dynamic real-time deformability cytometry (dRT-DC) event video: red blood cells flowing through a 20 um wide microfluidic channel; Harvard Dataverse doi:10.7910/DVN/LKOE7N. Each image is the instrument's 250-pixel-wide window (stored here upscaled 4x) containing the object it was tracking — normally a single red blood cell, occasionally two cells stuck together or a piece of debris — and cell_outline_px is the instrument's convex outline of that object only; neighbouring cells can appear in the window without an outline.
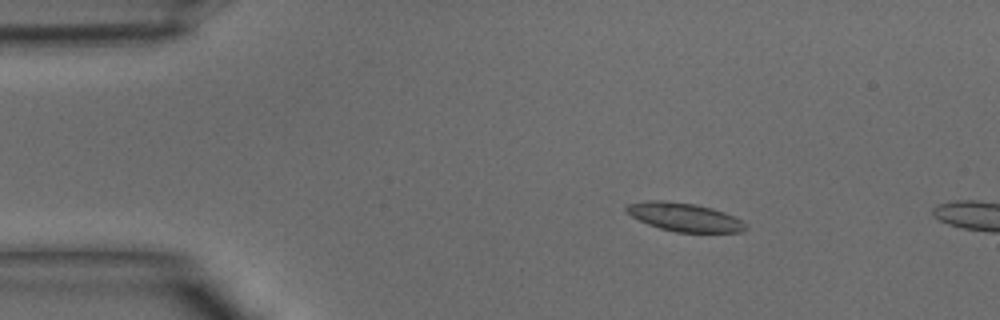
{"species": "common noctule bat (a hibernating species)", "species_latin": "Nyctalus noctula", "temperature_condition": "warm", "stored_images_in_passage": 9, "camera_frame_rate_fps": 3000, "um_per_image_px": 0.085, "animal": {"sex": "male", "body_mass_g": 15.6}, "frame": {"image": 1, "passage_image": 6, "time_ms": 1.667, "image_size_px": [1000, 320], "cell_outline_px": [[748, 228], [740, 232], [676, 232], [660, 228], [648, 224], [632, 216], [624, 208], [628, 204], [648, 200], [660, 200], [696, 204], [712, 208], [724, 212], [748, 224]], "centroid_in_image_um": [58.19, 18.45], "position_along_channel_um": 26.8, "area_um2": 19.59}}